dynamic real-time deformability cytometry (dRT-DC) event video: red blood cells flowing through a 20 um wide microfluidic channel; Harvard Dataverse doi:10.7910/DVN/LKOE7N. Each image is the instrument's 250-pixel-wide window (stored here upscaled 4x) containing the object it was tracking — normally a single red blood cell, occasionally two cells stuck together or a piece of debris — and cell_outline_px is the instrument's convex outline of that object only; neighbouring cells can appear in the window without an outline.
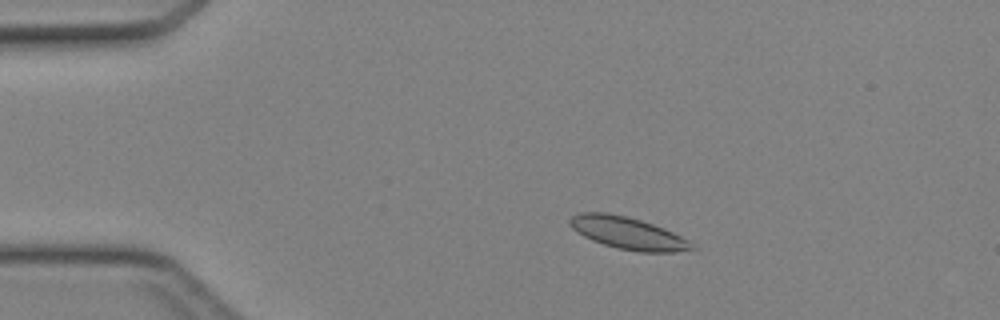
{"species": "Egyptian fruit bat (a non-hibernating species)", "species_latin": "Rousettus aegyptiacus", "temperature_condition": "cold", "stored_images_in_passage": 47, "camera_frame_rate_fps": 3000, "um_per_image_px": 0.085, "animal": {"sex": "female"}, "frame": {"image": 1, "passage_image": 10, "time_ms": 3.0, "image_size_px": [1000, 320], "cell_outline_px": [[696, 248], [672, 252], [640, 252], [616, 248], [592, 240], [584, 236], [572, 228], [568, 224], [568, 220], [572, 216], [580, 212], [604, 212], [628, 216], [664, 228], [688, 240]], "centroid_in_image_um": [53.32, 19.8], "position_along_channel_um": 31.7, "area_um2": 22.72}}
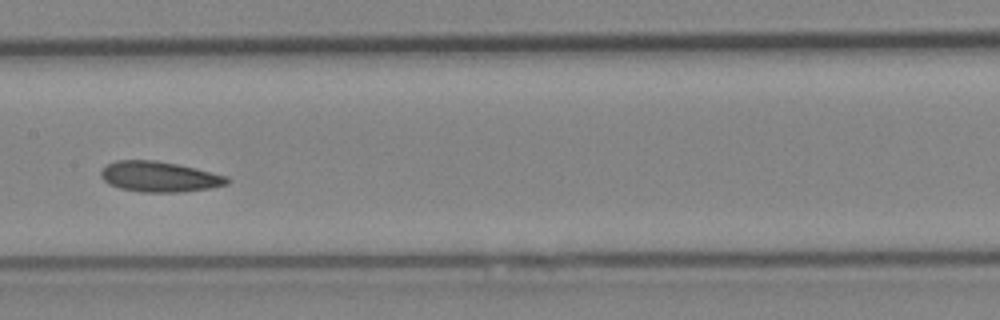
{"frame": {"image": 2, "passage_image": 25, "time_ms": 8.0, "image_size_px": [1000, 320], "cell_outline_px": [[232, 180], [228, 184], [208, 188], [180, 192], [140, 192], [120, 188], [108, 184], [100, 176], [100, 172], [108, 164], [116, 160], [156, 160], [196, 168], [228, 176]], "centroid_in_image_um": [13.56, 15.02], "position_along_channel_um": 193.8, "area_um2": 22.43}}
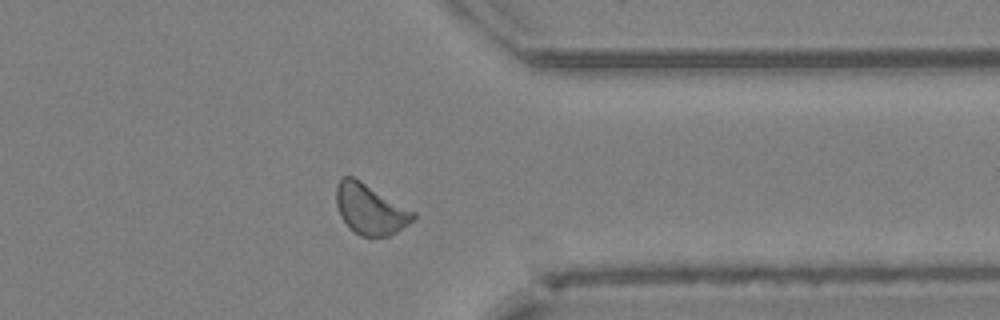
{"frame": {"image": 3, "passage_image": 38, "time_ms": 12.333, "image_size_px": [1000, 320], "cell_outline_px": [[416, 216], [408, 224], [396, 232], [388, 236], [360, 236], [340, 216], [336, 204], [336, 184], [340, 176], [352, 176], [360, 180], [416, 212]], "centroid_in_image_um": [31.45, 17.75], "position_along_channel_um": 379.9, "area_um2": 22.43}}